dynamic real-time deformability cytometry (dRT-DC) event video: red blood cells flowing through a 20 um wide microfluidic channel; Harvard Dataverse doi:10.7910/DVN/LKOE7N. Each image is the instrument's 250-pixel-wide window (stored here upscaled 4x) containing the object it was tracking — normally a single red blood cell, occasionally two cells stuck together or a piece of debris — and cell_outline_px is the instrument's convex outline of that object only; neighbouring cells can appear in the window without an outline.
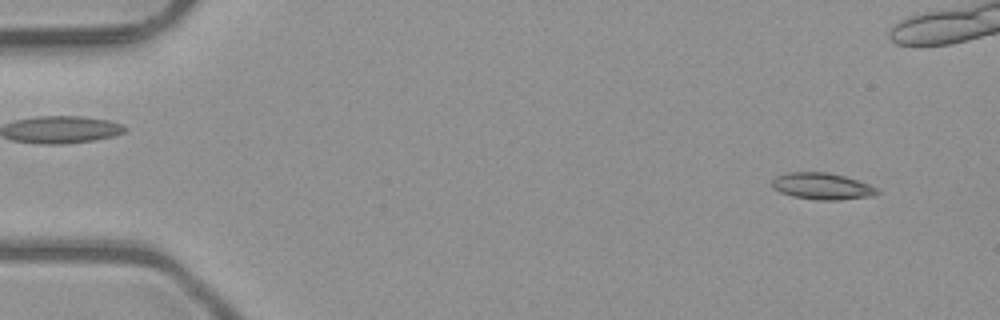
{"species": "common noctule bat (a hibernating species)", "species_latin": "Nyctalus noctula", "temperature_condition": "room temperature", "stored_images_in_passage": 5, "camera_frame_rate_fps": 3000, "um_per_image_px": 0.085, "animal": {"sex": "male", "body_mass_g": 23.1, "forearm_length_mm": 52.7}, "frame": {"image": 1, "passage_image": 1, "time_ms": 0.0, "image_size_px": [1000, 320], "cell_outline_px": [[880, 192], [872, 196], [840, 200], [816, 200], [792, 196], [780, 192], [772, 188], [772, 180], [776, 176], [788, 172], [828, 172], [844, 176], [868, 184], [876, 188]], "centroid_in_image_um": [69.85, 15.83], "position_along_channel_um": 15.2, "area_um2": 16.3}}
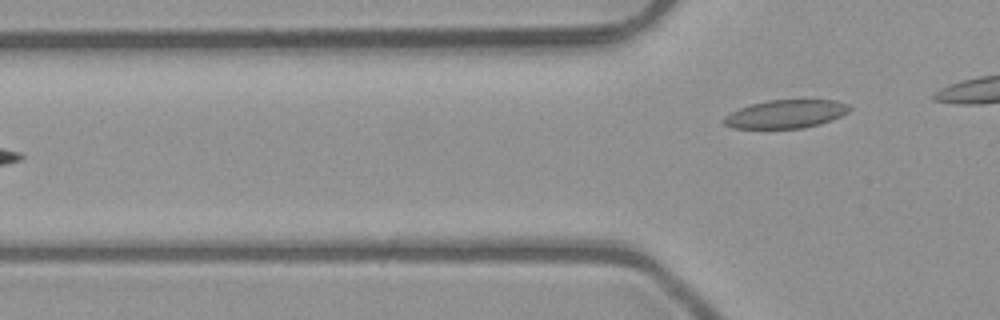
{"frame": {"image": 2, "passage_image": 5, "time_ms": 1.333, "image_size_px": [1000, 320], "cell_outline_px": [[852, 108], [848, 112], [832, 120], [820, 124], [804, 128], [732, 128], [724, 124], [720, 120], [724, 116], [740, 108], [752, 104], [768, 100], [836, 100], [848, 104]], "centroid_in_image_um": [66.8, 9.69], "position_along_channel_um": 59.0, "area_um2": 20.75}}